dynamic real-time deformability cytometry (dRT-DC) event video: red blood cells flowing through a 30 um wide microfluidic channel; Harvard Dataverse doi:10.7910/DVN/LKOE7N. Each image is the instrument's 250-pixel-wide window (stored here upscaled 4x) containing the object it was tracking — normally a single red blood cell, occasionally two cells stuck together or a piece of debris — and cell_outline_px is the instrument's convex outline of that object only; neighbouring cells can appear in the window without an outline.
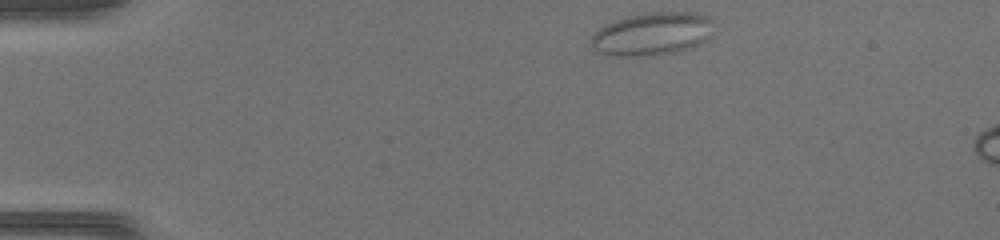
{"species": "common noctule bat (a hibernating species)", "species_latin": "Nyctalus noctula", "temperature_condition": "warm", "stored_images_in_passage": 7, "camera_frame_rate_fps": 3000, "um_per_image_px": 0.085, "animal": {"sex": "female", "body_mass_g": 17.0, "forearm_length_mm": 48.0}, "frame": {"image": 1, "passage_image": 1, "time_ms": 0.0, "image_size_px": [1000, 240], "cell_outline_px": [[712, 20], [708, 40], [700, 44], [676, 52], [652, 56], [612, 56], [596, 52], [588, 44], [588, 40], [600, 28], [616, 20], [628, 16], [648, 12], [696, 12], [708, 16]], "centroid_in_image_um": [55.4, 2.9], "position_along_channel_um": 29.6, "area_um2": 30.98}}